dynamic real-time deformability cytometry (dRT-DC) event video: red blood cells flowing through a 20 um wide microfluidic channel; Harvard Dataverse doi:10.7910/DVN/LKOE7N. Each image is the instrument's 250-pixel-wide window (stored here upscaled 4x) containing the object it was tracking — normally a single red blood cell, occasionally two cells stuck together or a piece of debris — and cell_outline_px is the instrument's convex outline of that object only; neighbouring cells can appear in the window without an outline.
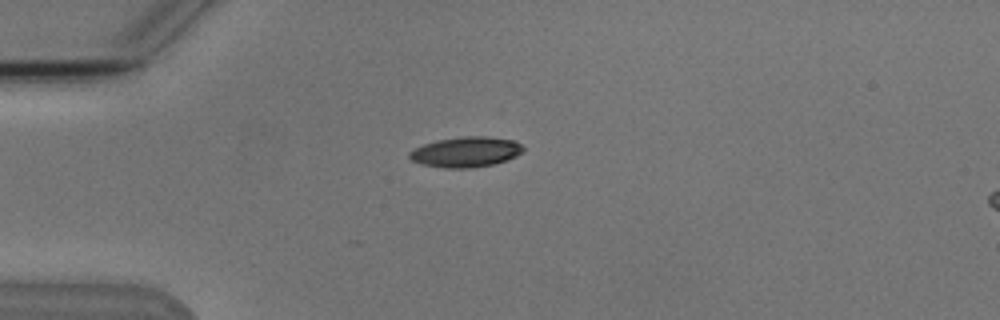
{"species": "Egyptian fruit bat (a non-hibernating species)", "species_latin": "Rousettus aegyptiacus", "temperature_condition": "cold", "stored_images_in_passage": 6, "camera_frame_rate_fps": 3000, "um_per_image_px": 0.085, "animal": {"sex": "male"}, "frame": {"image": 1, "passage_image": 1, "time_ms": 0.0, "image_size_px": [1000, 320], "cell_outline_px": [[524, 148], [516, 156], [508, 160], [492, 164], [472, 168], [444, 168], [420, 164], [412, 160], [408, 156], [408, 152], [412, 148], [436, 140], [460, 136], [484, 136], [512, 140], [520, 144]], "centroid_in_image_um": [39.54, 12.92], "position_along_channel_um": 45.5, "area_um2": 20.17}}
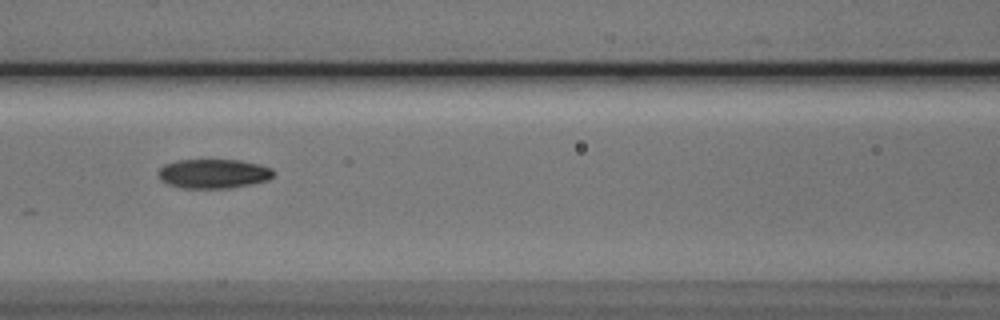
{"frame": {"image": 2, "passage_image": 4, "time_ms": 3.333, "image_size_px": [1000, 320], "cell_outline_px": [[272, 176], [268, 180], [228, 188], [184, 188], [168, 184], [160, 176], [160, 168], [164, 164], [176, 160], [240, 160], [260, 164], [272, 168]], "centroid_in_image_um": [18.16, 14.75], "position_along_channel_um": 148.4, "area_um2": 19.36}}